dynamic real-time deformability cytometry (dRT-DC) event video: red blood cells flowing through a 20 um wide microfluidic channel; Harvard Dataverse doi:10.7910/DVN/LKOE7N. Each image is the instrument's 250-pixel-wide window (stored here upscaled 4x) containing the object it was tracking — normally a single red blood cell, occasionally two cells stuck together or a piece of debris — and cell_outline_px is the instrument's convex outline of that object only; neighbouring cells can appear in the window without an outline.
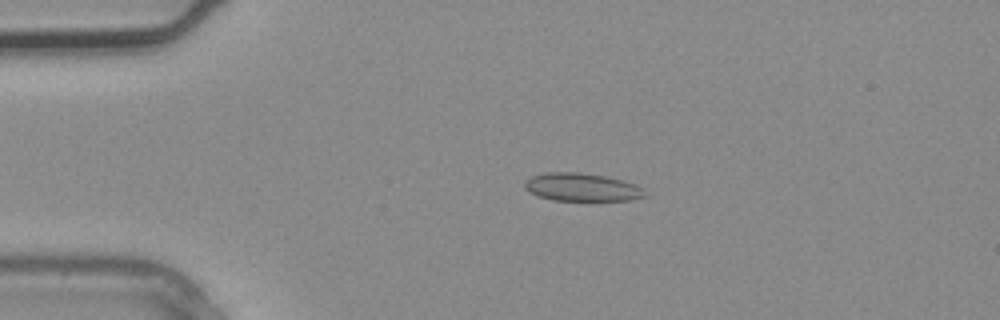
{"species": "common noctule bat (a hibernating species)", "species_latin": "Nyctalus noctula", "temperature_condition": "warm", "stored_images_in_passage": 2, "camera_frame_rate_fps": 3000, "um_per_image_px": 0.085, "animal": {"sex": "male", "body_mass_g": 20.4}, "frame": {"image": 1, "passage_image": 1, "time_ms": 0.0, "image_size_px": [1000, 320], "cell_outline_px": [[648, 196], [632, 200], [552, 200], [528, 192], [524, 188], [524, 180], [532, 176], [548, 172], [580, 172], [604, 176], [636, 184], [644, 188]], "centroid_in_image_um": [49.47, 15.91], "position_along_channel_um": 35.5, "area_um2": 19.71}}
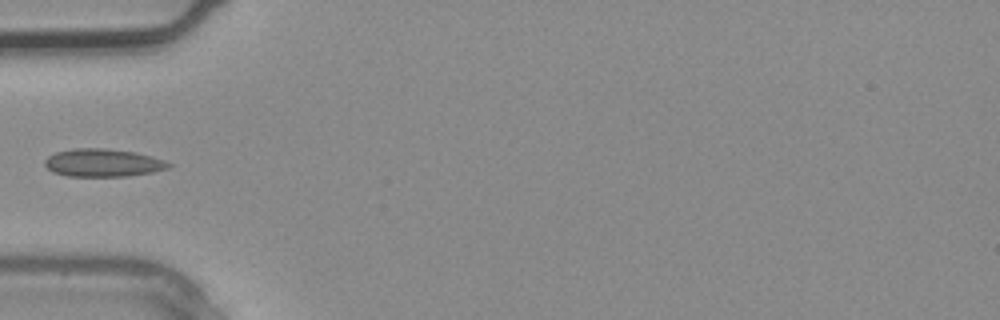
{"frame": {"image": 2, "passage_image": 2, "time_ms": 0.333, "image_size_px": [1000, 320], "cell_outline_px": [[172, 164], [168, 168], [152, 172], [128, 176], [68, 176], [52, 172], [44, 164], [44, 160], [48, 156], [56, 152], [72, 148], [108, 148], [136, 152], [152, 156], [164, 160]], "centroid_in_image_um": [8.74, 13.83], "position_along_channel_um": 76.3, "area_um2": 20.23}}